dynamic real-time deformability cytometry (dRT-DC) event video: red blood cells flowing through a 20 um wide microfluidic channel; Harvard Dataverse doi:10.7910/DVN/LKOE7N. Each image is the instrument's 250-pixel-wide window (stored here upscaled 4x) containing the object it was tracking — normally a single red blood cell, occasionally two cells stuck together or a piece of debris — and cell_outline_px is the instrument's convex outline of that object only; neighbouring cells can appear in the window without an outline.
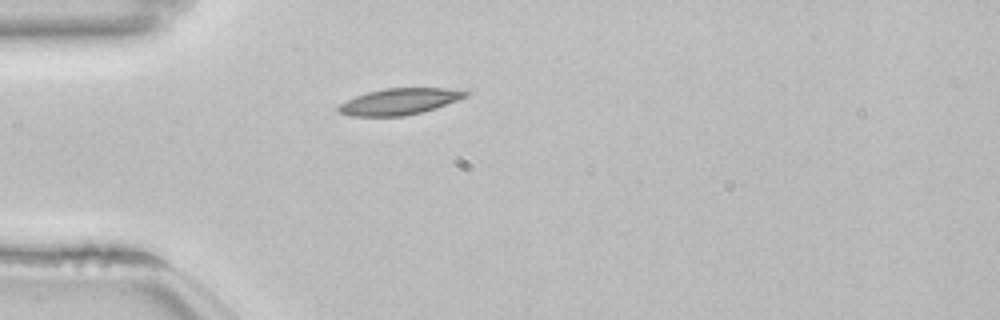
{"species": "common noctule bat (a hibernating species)", "species_latin": "Nyctalus noctula", "temperature_condition": "room temperature", "stored_images_in_passage": 33, "camera_frame_rate_fps": 3000, "um_per_image_px": 0.085, "animal": {"sex": "female", "body_mass_g": 22.7, "forearm_length_mm": 54.2}, "frame": {"image": 1, "passage_image": 1, "time_ms": 0.0, "image_size_px": [1000, 320], "cell_outline_px": [[472, 92], [468, 96], [436, 108], [404, 116], [352, 116], [336, 112], [336, 108], [340, 104], [356, 96], [368, 92], [384, 88], [448, 88]], "centroid_in_image_um": [33.95, 8.63], "position_along_channel_um": 51.0, "area_um2": 19.48}, "authors_computed_cell_mechanics": {"area_um2": 18.0914, "velocity_mm_per_s": 3.8264, "shape_relaxation_time_tau1_ms": 4.9494, "shape_relaxation_time_tau2_ms": null, "deformation_change_tau1": 0.1128, "deformation_change_tau2": null}}